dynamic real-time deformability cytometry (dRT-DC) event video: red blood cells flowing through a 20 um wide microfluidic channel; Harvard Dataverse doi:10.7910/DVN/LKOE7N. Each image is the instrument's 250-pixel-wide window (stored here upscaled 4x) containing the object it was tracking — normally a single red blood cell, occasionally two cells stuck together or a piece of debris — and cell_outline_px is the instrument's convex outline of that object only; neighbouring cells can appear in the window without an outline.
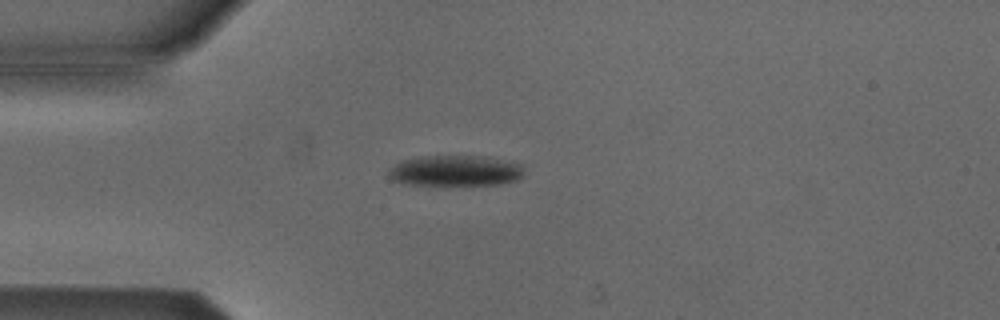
{"species": "Egyptian fruit bat (a non-hibernating species)", "species_latin": "Rousettus aegyptiacus", "temperature_condition": "cold", "stored_images_in_passage": 40, "camera_frame_rate_fps": 3000, "um_per_image_px": 0.085, "animal": {"sex": "male"}, "frame": {"image": 1, "passage_image": 1, "time_ms": 0.0, "image_size_px": [1000, 320], "cell_outline_px": [[524, 176], [516, 180], [500, 184], [408, 184], [392, 180], [388, 176], [388, 168], [404, 160], [424, 156], [488, 156], [520, 164], [524, 168]], "centroid_in_image_um": [38.73, 14.5], "position_along_channel_um": 46.3, "area_um2": 24.1}}
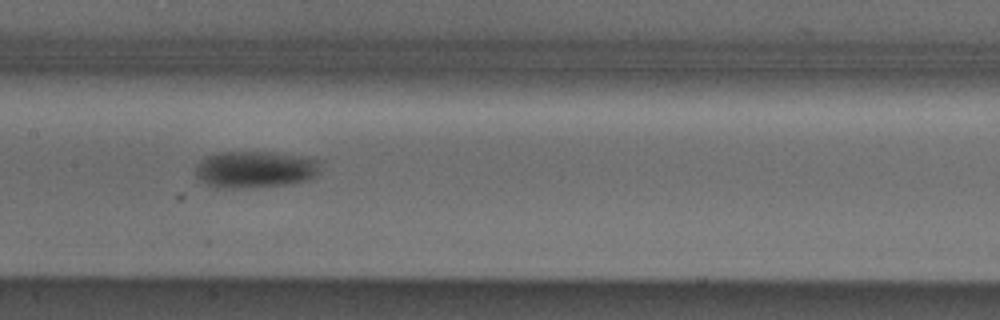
{"frame": {"image": 2, "passage_image": 13, "time_ms": 4.0, "image_size_px": [1000, 320], "cell_outline_px": [[320, 172], [316, 176], [308, 180], [288, 184], [236, 188], [216, 188], [200, 180], [196, 176], [196, 164], [200, 160], [208, 156], [220, 152], [268, 152], [308, 156], [320, 160]], "centroid_in_image_um": [21.72, 14.39], "position_along_channel_um": 185.7, "area_um2": 26.99}}
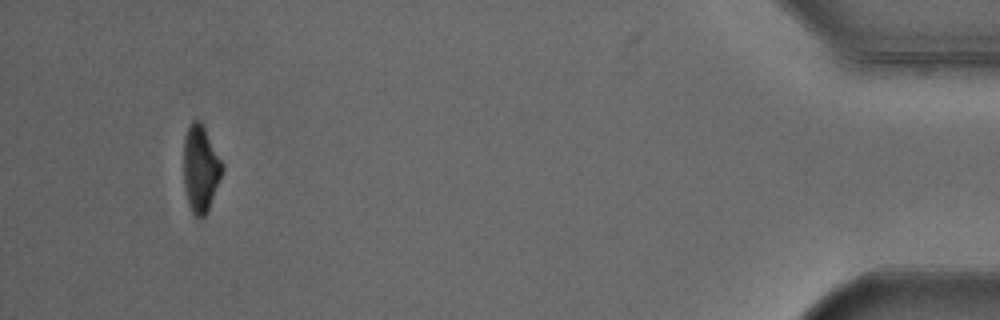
{"frame": {"image": 3, "passage_image": 37, "time_ms": 12.0, "image_size_px": [1000, 320], "cell_outline_px": [[224, 168], [208, 212], [200, 220], [192, 212], [188, 204], [184, 188], [184, 136], [192, 120], [200, 120], [224, 164]], "centroid_in_image_um": [17.05, 14.36], "position_along_channel_um": 418.1, "area_um2": 19.65}, "authors_computed_cell_mechanics": {"area_um2": 24.2182, "velocity_mm_per_s": 3.8718, "shape_relaxation_time_tau1_ms": 2.0639, "shape_relaxation_time_tau2_ms": null, "deformation_change_tau1": 0.0825, "deformation_change_tau2": null}}